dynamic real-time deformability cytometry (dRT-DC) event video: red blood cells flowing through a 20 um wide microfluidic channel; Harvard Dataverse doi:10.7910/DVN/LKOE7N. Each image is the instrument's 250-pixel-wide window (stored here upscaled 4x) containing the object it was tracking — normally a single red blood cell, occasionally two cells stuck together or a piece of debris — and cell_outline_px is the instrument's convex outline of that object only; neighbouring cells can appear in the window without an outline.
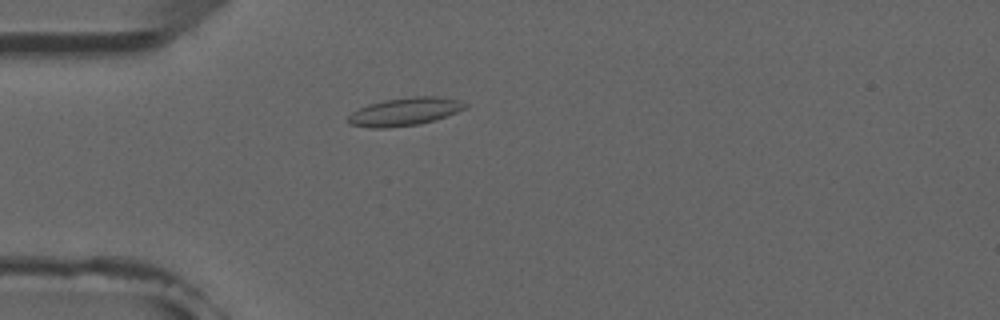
{"species": "common noctule bat (a hibernating species)", "species_latin": "Nyctalus noctula", "temperature_condition": "room temperature", "stored_images_in_passage": 4, "camera_frame_rate_fps": 3000, "um_per_image_px": 0.085, "animal": {"sex": "male", "forearm_length_mm": 52.5}, "frame": {"image": 1, "passage_image": 4, "time_ms": 3.333, "image_size_px": [1000, 320], "cell_outline_px": [[468, 108], [420, 124], [384, 128], [368, 128], [348, 124], [344, 120], [352, 112], [368, 104], [384, 100], [412, 96], [440, 96], [456, 100], [468, 104]], "centroid_in_image_um": [34.35, 9.49], "position_along_channel_um": 50.7, "area_um2": 19.13}}